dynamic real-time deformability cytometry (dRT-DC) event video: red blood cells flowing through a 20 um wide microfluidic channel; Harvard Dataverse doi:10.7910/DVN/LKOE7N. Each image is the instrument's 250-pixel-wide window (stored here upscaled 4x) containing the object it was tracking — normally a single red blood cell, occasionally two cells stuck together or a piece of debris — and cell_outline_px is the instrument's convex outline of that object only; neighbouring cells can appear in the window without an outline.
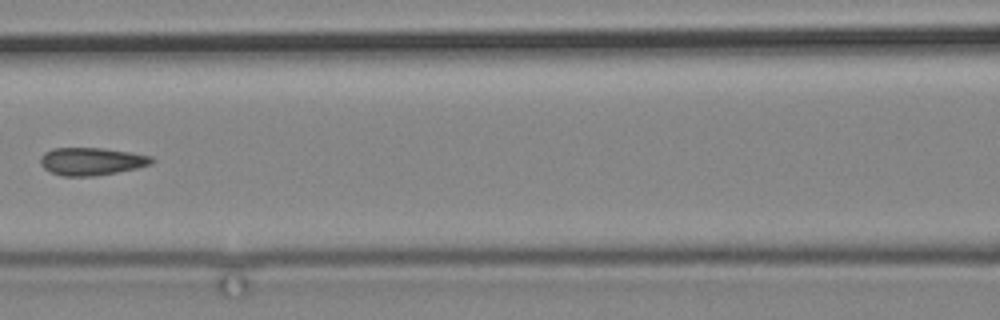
{"species": "common noctule bat (a hibernating species)", "species_latin": "Nyctalus noctula", "temperature_condition": "cold", "stored_images_in_passage": 16, "camera_frame_rate_fps": 3000, "um_per_image_px": 0.085, "animal": {"sex": "male", "body_mass_g": 19.2, "forearm_length_mm": 51.8}, "frame": {"image": 1, "passage_image": 12, "time_ms": 14.333, "image_size_px": [1000, 320], "cell_outline_px": [[156, 160], [152, 164], [136, 168], [116, 172], [92, 176], [64, 176], [52, 172], [44, 168], [40, 164], [40, 156], [44, 152], [52, 148], [100, 148], [132, 152], [152, 156]], "centroid_in_image_um": [7.79, 13.7], "position_along_channel_um": 158.8, "area_um2": 17.98}}
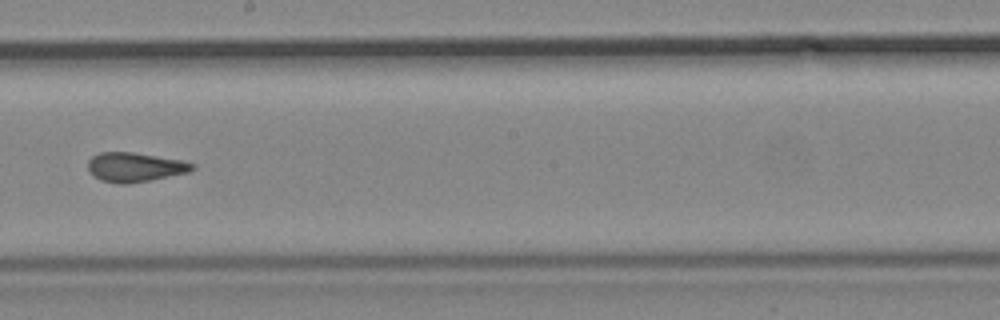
{"frame": {"image": 2, "passage_image": 14, "time_ms": 16.667, "image_size_px": [1000, 320], "cell_outline_px": [[196, 168], [188, 172], [128, 184], [116, 184], [100, 180], [92, 176], [88, 172], [88, 160], [92, 156], [100, 152], [132, 152], [184, 160], [196, 164]], "centroid_in_image_um": [11.44, 14.2], "position_along_channel_um": 236.8, "area_um2": 18.03}}